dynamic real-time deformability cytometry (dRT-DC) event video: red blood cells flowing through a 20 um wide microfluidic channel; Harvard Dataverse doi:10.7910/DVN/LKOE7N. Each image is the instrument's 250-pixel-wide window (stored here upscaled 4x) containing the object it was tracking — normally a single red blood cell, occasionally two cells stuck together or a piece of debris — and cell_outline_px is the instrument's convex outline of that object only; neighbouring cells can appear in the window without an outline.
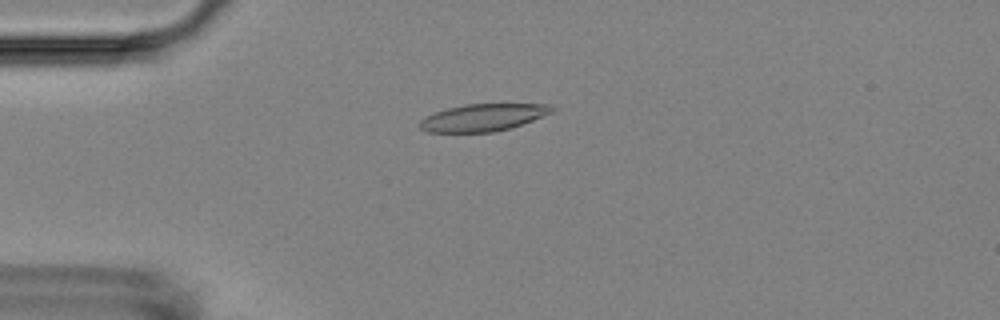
{"species": "Egyptian fruit bat (a non-hibernating species)", "species_latin": "Rousettus aegyptiacus", "temperature_condition": "room temperature", "stored_images_in_passage": 5, "camera_frame_rate_fps": 3000, "um_per_image_px": 0.085, "animal": {"sex": "female"}, "frame": {"image": 1, "passage_image": 4, "time_ms": 3.667, "image_size_px": [1000, 320], "cell_outline_px": [[556, 108], [552, 112], [532, 120], [508, 128], [492, 132], [424, 132], [416, 124], [424, 116], [448, 108], [464, 104], [552, 104]], "centroid_in_image_um": [41.0, 9.98], "position_along_channel_um": 44.0, "area_um2": 20.92}}